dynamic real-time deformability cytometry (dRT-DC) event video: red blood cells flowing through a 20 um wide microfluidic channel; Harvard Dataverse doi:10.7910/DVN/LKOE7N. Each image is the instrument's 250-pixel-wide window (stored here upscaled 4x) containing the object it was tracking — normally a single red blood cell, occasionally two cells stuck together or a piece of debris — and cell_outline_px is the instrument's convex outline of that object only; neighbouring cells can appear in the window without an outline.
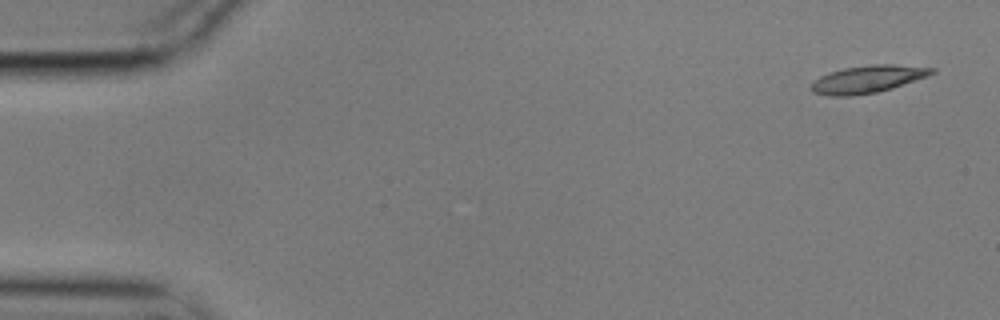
{"species": "common noctule bat (a hibernating species)", "species_latin": "Nyctalus noctula", "temperature_condition": "cold", "stored_images_in_passage": 55, "camera_frame_rate_fps": 3000, "um_per_image_px": 0.085, "animal": {"sex": "male", "body_mass_g": 17.9}, "frame": {"image": 1, "passage_image": 1, "time_ms": 0.0, "image_size_px": [1000, 320], "cell_outline_px": [[936, 72], [928, 76], [892, 88], [876, 92], [852, 96], [828, 96], [812, 92], [808, 88], [812, 80], [820, 76], [844, 68], [872, 64], [892, 64], [936, 68]], "centroid_in_image_um": [73.72, 6.73], "position_along_channel_um": 11.3, "area_um2": 19.42}}
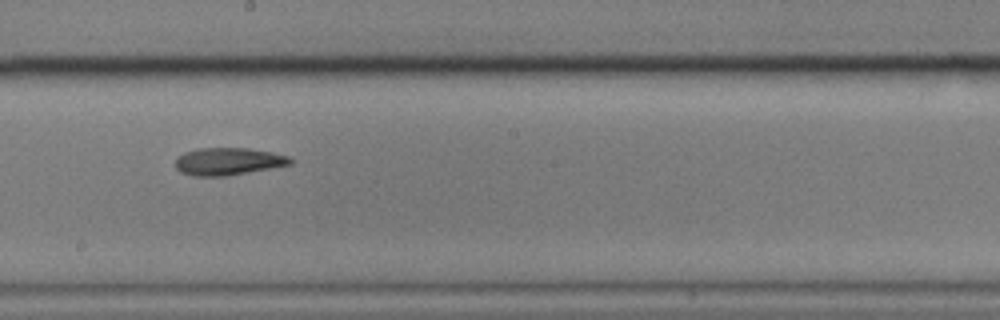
{"frame": {"image": 2, "passage_image": 30, "time_ms": 9.667, "image_size_px": [1000, 320], "cell_outline_px": [[292, 164], [224, 176], [192, 176], [180, 172], [176, 168], [176, 156], [184, 152], [200, 148], [248, 148], [272, 152], [288, 156], [292, 160]], "centroid_in_image_um": [19.35, 13.71], "position_along_channel_um": 228.8, "area_um2": 18.26}}
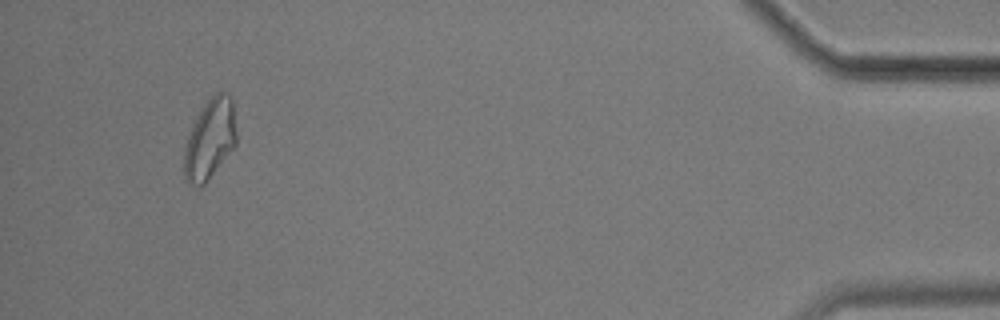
{"frame": {"image": 3, "passage_image": 52, "time_ms": 17.0, "image_size_px": [1000, 320], "cell_outline_px": [[236, 144], [208, 180], [200, 188], [188, 184], [184, 176], [184, 152], [188, 136], [200, 108], [216, 92], [228, 92], [232, 96], [236, 132]], "centroid_in_image_um": [17.84, 11.82], "position_along_channel_um": 417.4, "area_um2": 24.45}, "authors_computed_cell_mechanics": {"area_um2": 18.9006, "velocity_mm_per_s": 3.5084, "shape_relaxation_time_tau1_ms": null, "shape_relaxation_time_tau2_ms": 2.9901, "deformation_change_tau1": null, "deformation_change_tau2": 0.0942}}